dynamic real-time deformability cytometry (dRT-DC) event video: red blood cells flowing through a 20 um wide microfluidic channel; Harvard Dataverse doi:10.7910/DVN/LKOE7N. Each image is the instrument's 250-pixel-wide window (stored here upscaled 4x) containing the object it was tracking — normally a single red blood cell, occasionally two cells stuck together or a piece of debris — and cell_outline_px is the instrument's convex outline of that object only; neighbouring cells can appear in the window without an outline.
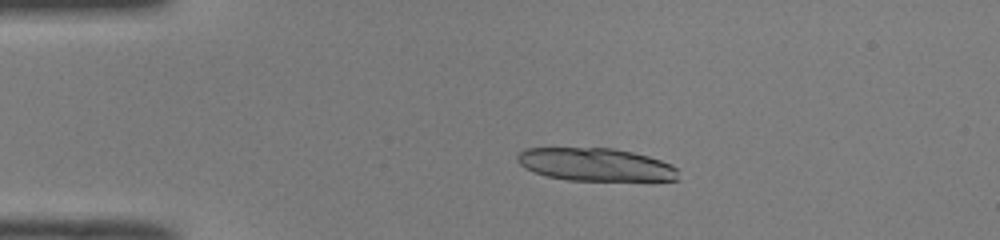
{"species": "common noctule bat (a hibernating species)", "species_latin": "Nyctalus noctula", "temperature_condition": "room temperature", "stored_images_in_passage": 41, "camera_frame_rate_fps": 3000, "um_per_image_px": 0.085, "animal": {"sex": "male", "body_mass_g": 19.0, "forearm_length_mm": 50.8}, "frame": {"image": 1, "passage_image": 1, "time_ms": 0.0, "image_size_px": [1000, 240], "cell_outline_px": [[680, 180], [568, 180], [548, 176], [524, 168], [516, 160], [516, 156], [524, 148], [612, 148], [632, 152], [648, 156], [672, 164], [676, 168]], "centroid_in_image_um": [50.62, 13.98], "position_along_channel_um": 34.4, "area_um2": 30.75}}
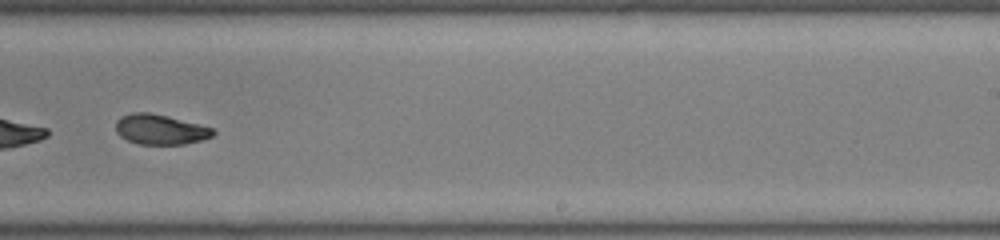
{"frame": {"image": 2, "passage_image": 23, "time_ms": 7.333, "image_size_px": [1000, 240], "cell_outline_px": [[216, 132], [212, 136], [204, 140], [184, 144], [140, 144], [128, 140], [120, 136], [116, 132], [116, 120], [120, 116], [132, 112], [148, 112], [168, 116], [212, 128]], "centroid_in_image_um": [13.6, 11.0], "position_along_channel_um": 275.4, "area_um2": 17.05}}
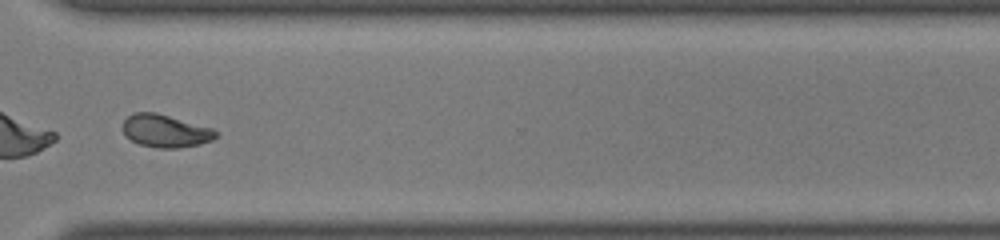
{"frame": {"image": 3, "passage_image": 29, "time_ms": 9.333, "image_size_px": [1000, 240], "cell_outline_px": [[216, 136], [212, 140], [200, 144], [180, 148], [156, 148], [140, 144], [124, 136], [120, 128], [124, 120], [128, 116], [136, 112], [156, 112], [212, 128], [216, 132]], "centroid_in_image_um": [14.0, 11.13], "position_along_channel_um": 356.6, "area_um2": 17.86}, "authors_computed_cell_mechanics": {"area_um2": 17.918, "velocity_mm_per_s": 4.017, "shape_relaxation_time_tau1_ms": 10.3873, "shape_relaxation_time_tau2_ms": 3.338, "deformation_change_tau1": 0.3016, "deformation_change_tau2": 0.0825}}